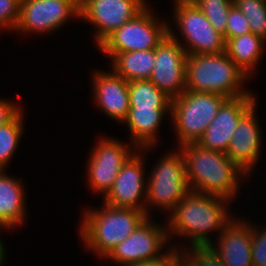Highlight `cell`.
<instances>
[{
	"label": "cell",
	"instance_id": "obj_1",
	"mask_svg": "<svg viewBox=\"0 0 266 266\" xmlns=\"http://www.w3.org/2000/svg\"><path fill=\"white\" fill-rule=\"evenodd\" d=\"M225 198L191 191L182 198L167 219L168 236H186L191 247L210 246L208 233L224 228L234 219L226 208ZM171 235V236H170Z\"/></svg>",
	"mask_w": 266,
	"mask_h": 266
},
{
	"label": "cell",
	"instance_id": "obj_2",
	"mask_svg": "<svg viewBox=\"0 0 266 266\" xmlns=\"http://www.w3.org/2000/svg\"><path fill=\"white\" fill-rule=\"evenodd\" d=\"M178 149L185 158L186 177L193 192L231 201L238 192L240 176L249 177L226 153L205 149L197 143Z\"/></svg>",
	"mask_w": 266,
	"mask_h": 266
},
{
	"label": "cell",
	"instance_id": "obj_3",
	"mask_svg": "<svg viewBox=\"0 0 266 266\" xmlns=\"http://www.w3.org/2000/svg\"><path fill=\"white\" fill-rule=\"evenodd\" d=\"M101 208L84 211L79 234L86 248L106 258L150 216L135 208L114 207L106 203Z\"/></svg>",
	"mask_w": 266,
	"mask_h": 266
},
{
	"label": "cell",
	"instance_id": "obj_4",
	"mask_svg": "<svg viewBox=\"0 0 266 266\" xmlns=\"http://www.w3.org/2000/svg\"><path fill=\"white\" fill-rule=\"evenodd\" d=\"M186 90L236 98L251 92L242 88L249 78L226 54H187Z\"/></svg>",
	"mask_w": 266,
	"mask_h": 266
},
{
	"label": "cell",
	"instance_id": "obj_5",
	"mask_svg": "<svg viewBox=\"0 0 266 266\" xmlns=\"http://www.w3.org/2000/svg\"><path fill=\"white\" fill-rule=\"evenodd\" d=\"M226 99L215 93L189 90L172 99L171 119L175 125L179 147L198 142Z\"/></svg>",
	"mask_w": 266,
	"mask_h": 266
},
{
	"label": "cell",
	"instance_id": "obj_6",
	"mask_svg": "<svg viewBox=\"0 0 266 266\" xmlns=\"http://www.w3.org/2000/svg\"><path fill=\"white\" fill-rule=\"evenodd\" d=\"M177 151L172 150L163 155L148 177L146 188L147 216L150 211L149 205L171 213L178 202L191 192L186 177L185 158L181 150Z\"/></svg>",
	"mask_w": 266,
	"mask_h": 266
},
{
	"label": "cell",
	"instance_id": "obj_7",
	"mask_svg": "<svg viewBox=\"0 0 266 266\" xmlns=\"http://www.w3.org/2000/svg\"><path fill=\"white\" fill-rule=\"evenodd\" d=\"M168 24L156 18L147 6L135 18L111 33L98 48L110 59L122 52L155 49L168 34Z\"/></svg>",
	"mask_w": 266,
	"mask_h": 266
},
{
	"label": "cell",
	"instance_id": "obj_8",
	"mask_svg": "<svg viewBox=\"0 0 266 266\" xmlns=\"http://www.w3.org/2000/svg\"><path fill=\"white\" fill-rule=\"evenodd\" d=\"M173 28L155 48V65L149 80L171 99L186 91L187 53Z\"/></svg>",
	"mask_w": 266,
	"mask_h": 266
},
{
	"label": "cell",
	"instance_id": "obj_9",
	"mask_svg": "<svg viewBox=\"0 0 266 266\" xmlns=\"http://www.w3.org/2000/svg\"><path fill=\"white\" fill-rule=\"evenodd\" d=\"M174 20L185 45L187 54H211L225 52L223 35L217 32L203 12L194 3H178L173 6Z\"/></svg>",
	"mask_w": 266,
	"mask_h": 266
},
{
	"label": "cell",
	"instance_id": "obj_10",
	"mask_svg": "<svg viewBox=\"0 0 266 266\" xmlns=\"http://www.w3.org/2000/svg\"><path fill=\"white\" fill-rule=\"evenodd\" d=\"M80 18L96 28L94 40L99 46L111 33L135 18L147 0H79Z\"/></svg>",
	"mask_w": 266,
	"mask_h": 266
},
{
	"label": "cell",
	"instance_id": "obj_11",
	"mask_svg": "<svg viewBox=\"0 0 266 266\" xmlns=\"http://www.w3.org/2000/svg\"><path fill=\"white\" fill-rule=\"evenodd\" d=\"M165 227V228H164ZM169 240L167 227L157 225L149 217L105 258L120 266H131L166 254L162 252Z\"/></svg>",
	"mask_w": 266,
	"mask_h": 266
},
{
	"label": "cell",
	"instance_id": "obj_12",
	"mask_svg": "<svg viewBox=\"0 0 266 266\" xmlns=\"http://www.w3.org/2000/svg\"><path fill=\"white\" fill-rule=\"evenodd\" d=\"M71 17L80 18L79 0H21L20 18L15 30L26 34L53 32Z\"/></svg>",
	"mask_w": 266,
	"mask_h": 266
},
{
	"label": "cell",
	"instance_id": "obj_13",
	"mask_svg": "<svg viewBox=\"0 0 266 266\" xmlns=\"http://www.w3.org/2000/svg\"><path fill=\"white\" fill-rule=\"evenodd\" d=\"M128 145L113 138H101L89 157L87 178L90 188L102 193L103 197L112 188L122 166L138 150L131 151Z\"/></svg>",
	"mask_w": 266,
	"mask_h": 266
},
{
	"label": "cell",
	"instance_id": "obj_14",
	"mask_svg": "<svg viewBox=\"0 0 266 266\" xmlns=\"http://www.w3.org/2000/svg\"><path fill=\"white\" fill-rule=\"evenodd\" d=\"M141 155L142 150L138 149L122 166L112 188L103 197V203L146 212L147 181L144 178L145 167L143 166L145 158Z\"/></svg>",
	"mask_w": 266,
	"mask_h": 266
},
{
	"label": "cell",
	"instance_id": "obj_15",
	"mask_svg": "<svg viewBox=\"0 0 266 266\" xmlns=\"http://www.w3.org/2000/svg\"><path fill=\"white\" fill-rule=\"evenodd\" d=\"M255 103L253 93L226 99L197 144L205 149L226 153L240 118Z\"/></svg>",
	"mask_w": 266,
	"mask_h": 266
},
{
	"label": "cell",
	"instance_id": "obj_16",
	"mask_svg": "<svg viewBox=\"0 0 266 266\" xmlns=\"http://www.w3.org/2000/svg\"><path fill=\"white\" fill-rule=\"evenodd\" d=\"M255 110L256 103L240 118L226 152L247 174L255 168L262 151V134Z\"/></svg>",
	"mask_w": 266,
	"mask_h": 266
},
{
	"label": "cell",
	"instance_id": "obj_17",
	"mask_svg": "<svg viewBox=\"0 0 266 266\" xmlns=\"http://www.w3.org/2000/svg\"><path fill=\"white\" fill-rule=\"evenodd\" d=\"M93 75L94 101L108 117L123 123L130 109L129 82L113 70Z\"/></svg>",
	"mask_w": 266,
	"mask_h": 266
},
{
	"label": "cell",
	"instance_id": "obj_18",
	"mask_svg": "<svg viewBox=\"0 0 266 266\" xmlns=\"http://www.w3.org/2000/svg\"><path fill=\"white\" fill-rule=\"evenodd\" d=\"M219 235L216 241L218 246L212 243L209 247L225 266H253L250 223L234 217Z\"/></svg>",
	"mask_w": 266,
	"mask_h": 266
},
{
	"label": "cell",
	"instance_id": "obj_19",
	"mask_svg": "<svg viewBox=\"0 0 266 266\" xmlns=\"http://www.w3.org/2000/svg\"><path fill=\"white\" fill-rule=\"evenodd\" d=\"M165 113L171 114V108H139L130 107L127 118L123 123L128 125L133 149L142 152L153 150L156 146L157 131ZM148 149V150H147Z\"/></svg>",
	"mask_w": 266,
	"mask_h": 266
},
{
	"label": "cell",
	"instance_id": "obj_20",
	"mask_svg": "<svg viewBox=\"0 0 266 266\" xmlns=\"http://www.w3.org/2000/svg\"><path fill=\"white\" fill-rule=\"evenodd\" d=\"M0 170V222L12 229L21 225L26 216L23 183Z\"/></svg>",
	"mask_w": 266,
	"mask_h": 266
},
{
	"label": "cell",
	"instance_id": "obj_21",
	"mask_svg": "<svg viewBox=\"0 0 266 266\" xmlns=\"http://www.w3.org/2000/svg\"><path fill=\"white\" fill-rule=\"evenodd\" d=\"M225 52L229 58L248 76H253L255 66L263 55L266 40L250 32L225 41Z\"/></svg>",
	"mask_w": 266,
	"mask_h": 266
},
{
	"label": "cell",
	"instance_id": "obj_22",
	"mask_svg": "<svg viewBox=\"0 0 266 266\" xmlns=\"http://www.w3.org/2000/svg\"><path fill=\"white\" fill-rule=\"evenodd\" d=\"M111 64L110 68L127 82L148 80L155 65V49L118 53Z\"/></svg>",
	"mask_w": 266,
	"mask_h": 266
},
{
	"label": "cell",
	"instance_id": "obj_23",
	"mask_svg": "<svg viewBox=\"0 0 266 266\" xmlns=\"http://www.w3.org/2000/svg\"><path fill=\"white\" fill-rule=\"evenodd\" d=\"M172 99L158 89L149 79L129 82L130 107L171 108Z\"/></svg>",
	"mask_w": 266,
	"mask_h": 266
},
{
	"label": "cell",
	"instance_id": "obj_24",
	"mask_svg": "<svg viewBox=\"0 0 266 266\" xmlns=\"http://www.w3.org/2000/svg\"><path fill=\"white\" fill-rule=\"evenodd\" d=\"M22 109L7 123L0 126V170L12 159L23 134Z\"/></svg>",
	"mask_w": 266,
	"mask_h": 266
},
{
	"label": "cell",
	"instance_id": "obj_25",
	"mask_svg": "<svg viewBox=\"0 0 266 266\" xmlns=\"http://www.w3.org/2000/svg\"><path fill=\"white\" fill-rule=\"evenodd\" d=\"M248 20L251 32L266 40V1L265 0H233Z\"/></svg>",
	"mask_w": 266,
	"mask_h": 266
},
{
	"label": "cell",
	"instance_id": "obj_26",
	"mask_svg": "<svg viewBox=\"0 0 266 266\" xmlns=\"http://www.w3.org/2000/svg\"><path fill=\"white\" fill-rule=\"evenodd\" d=\"M206 16L212 27L223 35L227 26V16L233 0H195L193 2Z\"/></svg>",
	"mask_w": 266,
	"mask_h": 266
},
{
	"label": "cell",
	"instance_id": "obj_27",
	"mask_svg": "<svg viewBox=\"0 0 266 266\" xmlns=\"http://www.w3.org/2000/svg\"><path fill=\"white\" fill-rule=\"evenodd\" d=\"M180 249V256L184 259L187 266H225L223 261L220 260L209 246L187 247V250Z\"/></svg>",
	"mask_w": 266,
	"mask_h": 266
},
{
	"label": "cell",
	"instance_id": "obj_28",
	"mask_svg": "<svg viewBox=\"0 0 266 266\" xmlns=\"http://www.w3.org/2000/svg\"><path fill=\"white\" fill-rule=\"evenodd\" d=\"M251 32L248 20L239 10V8L232 4L227 16V26L225 31V41L234 37H239Z\"/></svg>",
	"mask_w": 266,
	"mask_h": 266
},
{
	"label": "cell",
	"instance_id": "obj_29",
	"mask_svg": "<svg viewBox=\"0 0 266 266\" xmlns=\"http://www.w3.org/2000/svg\"><path fill=\"white\" fill-rule=\"evenodd\" d=\"M21 0H0V28L16 29L20 18Z\"/></svg>",
	"mask_w": 266,
	"mask_h": 266
},
{
	"label": "cell",
	"instance_id": "obj_30",
	"mask_svg": "<svg viewBox=\"0 0 266 266\" xmlns=\"http://www.w3.org/2000/svg\"><path fill=\"white\" fill-rule=\"evenodd\" d=\"M251 257L253 266H266V229L261 231L251 225Z\"/></svg>",
	"mask_w": 266,
	"mask_h": 266
},
{
	"label": "cell",
	"instance_id": "obj_31",
	"mask_svg": "<svg viewBox=\"0 0 266 266\" xmlns=\"http://www.w3.org/2000/svg\"><path fill=\"white\" fill-rule=\"evenodd\" d=\"M178 249V246L177 248L172 247L162 257L150 261H143L131 266H171L180 257V251Z\"/></svg>",
	"mask_w": 266,
	"mask_h": 266
},
{
	"label": "cell",
	"instance_id": "obj_32",
	"mask_svg": "<svg viewBox=\"0 0 266 266\" xmlns=\"http://www.w3.org/2000/svg\"><path fill=\"white\" fill-rule=\"evenodd\" d=\"M21 107L6 99H0V126L9 122L19 111Z\"/></svg>",
	"mask_w": 266,
	"mask_h": 266
},
{
	"label": "cell",
	"instance_id": "obj_33",
	"mask_svg": "<svg viewBox=\"0 0 266 266\" xmlns=\"http://www.w3.org/2000/svg\"><path fill=\"white\" fill-rule=\"evenodd\" d=\"M4 251H5V248H4L2 240L0 239V266H3V262L5 259V252Z\"/></svg>",
	"mask_w": 266,
	"mask_h": 266
},
{
	"label": "cell",
	"instance_id": "obj_34",
	"mask_svg": "<svg viewBox=\"0 0 266 266\" xmlns=\"http://www.w3.org/2000/svg\"><path fill=\"white\" fill-rule=\"evenodd\" d=\"M171 266H187L184 259L180 256Z\"/></svg>",
	"mask_w": 266,
	"mask_h": 266
},
{
	"label": "cell",
	"instance_id": "obj_35",
	"mask_svg": "<svg viewBox=\"0 0 266 266\" xmlns=\"http://www.w3.org/2000/svg\"><path fill=\"white\" fill-rule=\"evenodd\" d=\"M195 0H175L174 4H178V3H193Z\"/></svg>",
	"mask_w": 266,
	"mask_h": 266
},
{
	"label": "cell",
	"instance_id": "obj_36",
	"mask_svg": "<svg viewBox=\"0 0 266 266\" xmlns=\"http://www.w3.org/2000/svg\"><path fill=\"white\" fill-rule=\"evenodd\" d=\"M0 228L1 229H4V228L6 229V227L1 222H0Z\"/></svg>",
	"mask_w": 266,
	"mask_h": 266
}]
</instances>
